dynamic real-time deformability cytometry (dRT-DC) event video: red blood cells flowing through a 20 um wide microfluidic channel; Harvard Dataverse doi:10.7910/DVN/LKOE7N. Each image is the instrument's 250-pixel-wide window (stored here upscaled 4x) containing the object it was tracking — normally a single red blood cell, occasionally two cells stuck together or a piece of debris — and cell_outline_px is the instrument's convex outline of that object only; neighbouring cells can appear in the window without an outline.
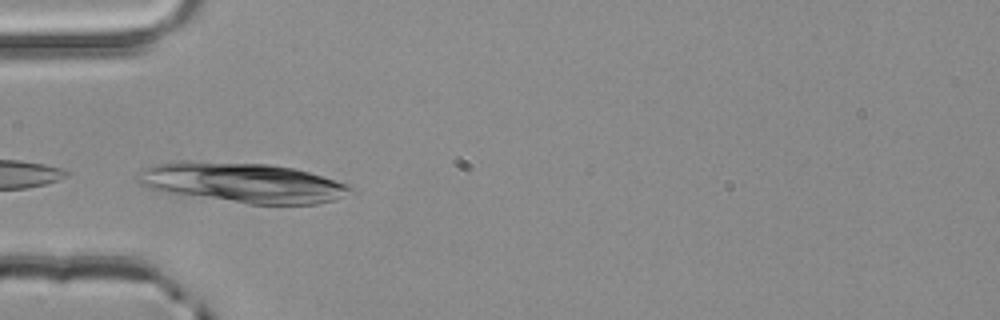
{"species": "common noctule bat (a hibernating species)", "species_latin": "Nyctalus noctula", "temperature_condition": "room temperature", "stored_images_in_passage": 4, "camera_frame_rate_fps": 3000, "um_per_image_px": 0.085, "animal": {"sex": "male", "body_mass_g": 20.4}, "frame": {"image": 1, "passage_image": 4, "time_ms": 1.0, "image_size_px": [1000, 320], "cell_outline_px": [[352, 188], [332, 200], [316, 204], [248, 204], [180, 196], [160, 192], [148, 188], [140, 184], [136, 180], [136, 176], [144, 168], [156, 164], [172, 160], [188, 160], [268, 164], [292, 168], [308, 172], [336, 180], [348, 184]], "centroid_in_image_um": [20.44, 15.52], "position_along_channel_um": 64.6, "area_um2": 50.0}}